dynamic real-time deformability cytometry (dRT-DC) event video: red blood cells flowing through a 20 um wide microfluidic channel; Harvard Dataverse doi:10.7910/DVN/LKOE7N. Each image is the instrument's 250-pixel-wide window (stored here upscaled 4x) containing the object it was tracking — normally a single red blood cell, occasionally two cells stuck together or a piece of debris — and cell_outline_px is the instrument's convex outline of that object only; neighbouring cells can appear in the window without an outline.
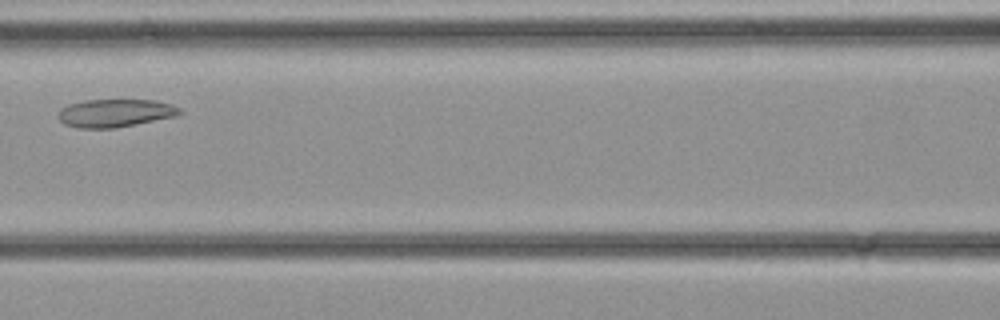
{"species": "common noctule bat (a hibernating species)", "species_latin": "Nyctalus noctula", "temperature_condition": "cold", "stored_images_in_passage": 24, "camera_frame_rate_fps": 3000, "um_per_image_px": 0.085, "animal": {"sex": "female", "body_mass_g": 21.9}, "frame": {"image": 1, "passage_image": 8, "time_ms": 2.333, "image_size_px": [1000, 320], "cell_outline_px": [[184, 112], [176, 116], [116, 128], [80, 128], [64, 124], [56, 116], [60, 108], [68, 104], [84, 100], [156, 100], [172, 104], [180, 108]], "centroid_in_image_um": [9.78, 9.6], "position_along_channel_um": 156.8, "area_um2": 20.0}}
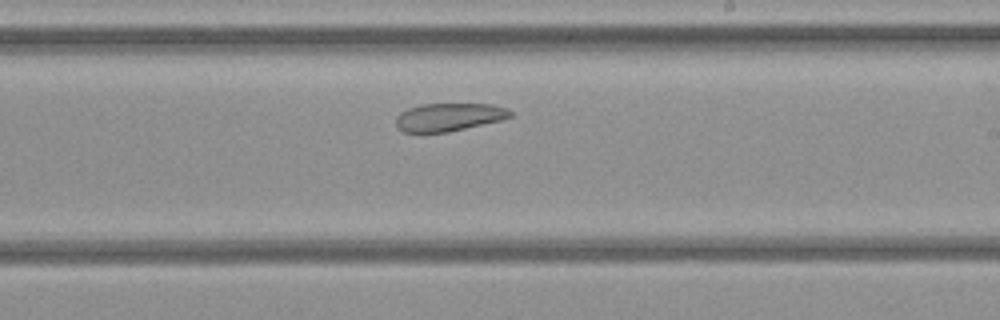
{"frame": {"image": 2, "passage_image": 13, "time_ms": 4.0, "image_size_px": [1000, 320], "cell_outline_px": [[512, 116], [500, 120], [448, 132], [404, 132], [396, 128], [396, 116], [400, 112], [408, 108], [424, 104], [492, 104], [508, 108], [512, 112]], "centroid_in_image_um": [38.14, 9.95], "position_along_channel_um": 250.9, "area_um2": 18.61}}
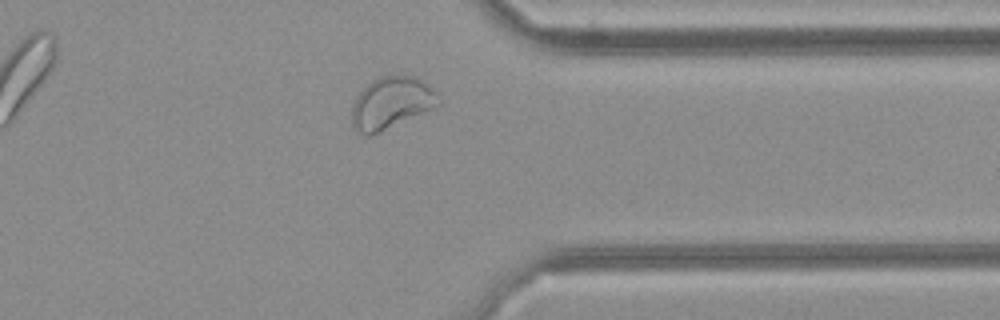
{"frame": {"image": 3, "passage_image": 20, "time_ms": 6.333, "image_size_px": [1000, 320], "cell_outline_px": [[440, 104], [432, 108], [380, 132], [368, 136], [356, 132], [352, 124], [352, 104], [356, 96], [372, 80], [380, 76], [400, 72], [424, 80], [440, 96]], "centroid_in_image_um": [33.25, 8.71], "position_along_channel_um": 378.1, "area_um2": 26.53}}